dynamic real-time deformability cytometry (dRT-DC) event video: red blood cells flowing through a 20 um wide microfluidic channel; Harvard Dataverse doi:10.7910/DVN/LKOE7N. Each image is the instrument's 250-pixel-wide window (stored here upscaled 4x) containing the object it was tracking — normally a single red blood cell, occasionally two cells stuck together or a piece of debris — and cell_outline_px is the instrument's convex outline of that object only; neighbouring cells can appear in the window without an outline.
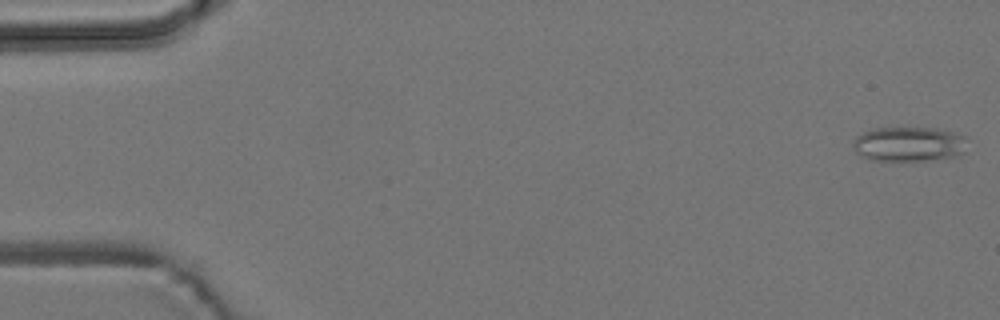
{"species": "common noctule bat (a hibernating species)", "species_latin": "Nyctalus noctula", "temperature_condition": "room temperature", "stored_images_in_passage": 5, "camera_frame_rate_fps": 3000, "um_per_image_px": 0.085, "animal": {"sex": "male", "body_mass_g": 19.2, "forearm_length_mm": 51.8}, "frame": {"image": 1, "passage_image": 1, "time_ms": 0.0, "image_size_px": [1000, 320], "cell_outline_px": [[968, 136], [964, 152], [960, 156], [924, 160], [872, 160], [860, 156], [852, 148], [852, 140], [856, 136], [864, 132], [876, 128], [936, 128]], "centroid_in_image_um": [77.26, 12.24], "position_along_channel_um": 7.7, "area_um2": 23.29}}
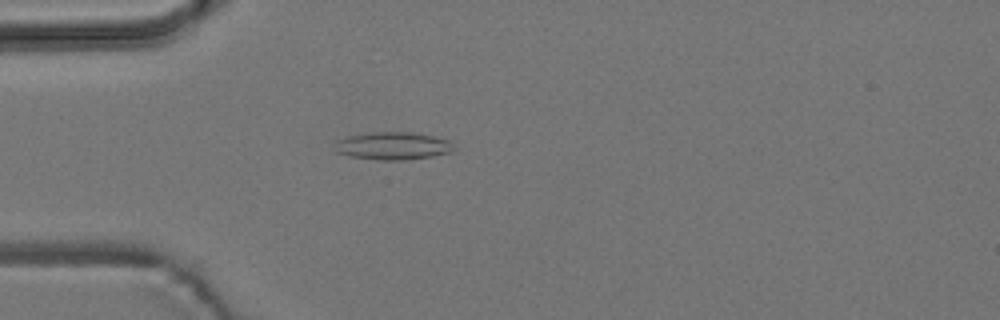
{"frame": {"image": 2, "passage_image": 5, "time_ms": 4.667, "image_size_px": [1000, 320], "cell_outline_px": [[456, 148], [452, 152], [432, 156], [404, 160], [380, 160], [348, 156], [336, 152], [332, 148], [332, 144], [336, 140], [344, 136], [372, 132], [420, 132], [452, 140]], "centroid_in_image_um": [33.39, 12.38], "position_along_channel_um": 51.6, "area_um2": 19.94}}